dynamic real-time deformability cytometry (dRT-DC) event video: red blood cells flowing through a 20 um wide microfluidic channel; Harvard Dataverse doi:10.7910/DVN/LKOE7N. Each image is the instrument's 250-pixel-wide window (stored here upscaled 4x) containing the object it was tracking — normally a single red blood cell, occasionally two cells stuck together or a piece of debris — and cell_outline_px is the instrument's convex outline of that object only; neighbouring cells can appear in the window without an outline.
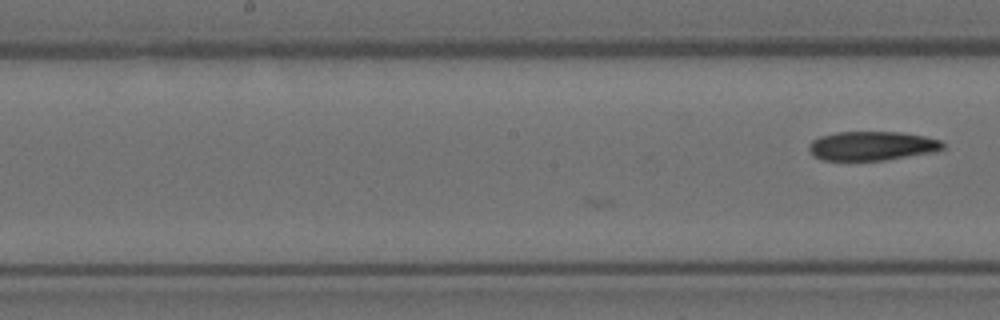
{"species": "Egyptian fruit bat (a non-hibernating species)", "species_latin": "Rousettus aegyptiacus", "temperature_condition": "room temperature", "stored_images_in_passage": 11, "camera_frame_rate_fps": 3000, "um_per_image_px": 0.085, "animal": {"sex": "female"}, "frame": {"image": 1, "passage_image": 11, "time_ms": 3.333, "image_size_px": [1000, 320], "cell_outline_px": [[944, 148], [932, 152], [884, 160], [824, 160], [816, 156], [808, 148], [808, 144], [812, 140], [820, 136], [836, 132], [900, 132], [924, 136], [940, 140], [944, 144]], "centroid_in_image_um": [74.11, 12.39], "position_along_channel_um": 174.1, "area_um2": 22.48}}